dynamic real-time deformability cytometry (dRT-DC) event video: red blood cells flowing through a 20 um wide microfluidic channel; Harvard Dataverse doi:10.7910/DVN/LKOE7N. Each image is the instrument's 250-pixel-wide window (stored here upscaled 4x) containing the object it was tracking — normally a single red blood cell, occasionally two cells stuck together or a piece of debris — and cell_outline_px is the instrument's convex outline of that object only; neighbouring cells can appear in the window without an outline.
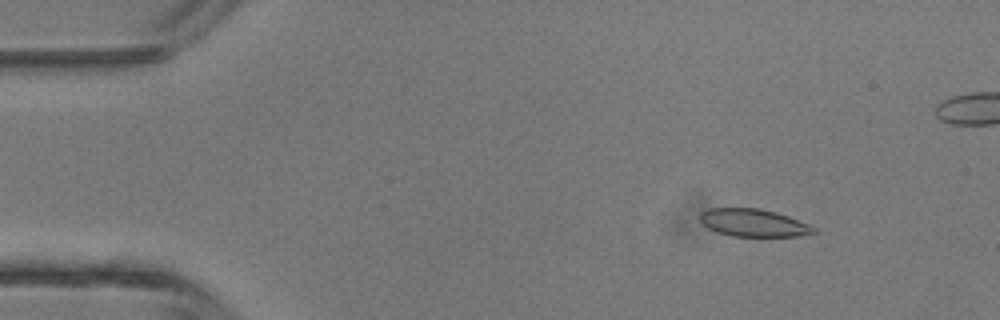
{"species": "common noctule bat (a hibernating species)", "species_latin": "Nyctalus noctula", "temperature_condition": "room temperature", "stored_images_in_passage": 4, "camera_frame_rate_fps": 3000, "um_per_image_px": 0.085, "animal": {"sex": "male", "body_mass_g": 13.3}, "frame": {"image": 1, "passage_image": 1, "time_ms": 0.0, "image_size_px": [1000, 320], "cell_outline_px": [[816, 232], [800, 236], [732, 236], [716, 232], [708, 228], [700, 220], [700, 212], [708, 208], [760, 208], [776, 212], [788, 216], [808, 224], [816, 228]], "centroid_in_image_um": [64.03, 18.93], "position_along_channel_um": 21.0, "area_um2": 18.32}}